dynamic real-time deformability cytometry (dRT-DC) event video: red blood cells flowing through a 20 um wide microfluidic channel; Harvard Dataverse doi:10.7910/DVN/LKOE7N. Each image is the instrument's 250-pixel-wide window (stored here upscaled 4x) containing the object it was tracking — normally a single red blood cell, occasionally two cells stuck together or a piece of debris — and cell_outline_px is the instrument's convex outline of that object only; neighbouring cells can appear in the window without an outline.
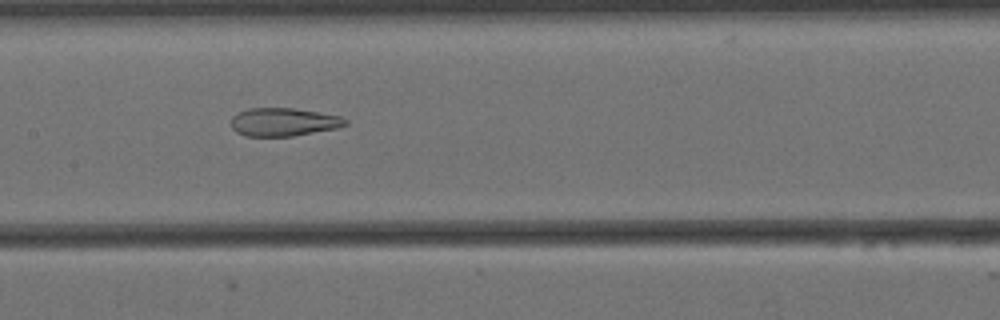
{"species": "Egyptian fruit bat (a non-hibernating species)", "species_latin": "Rousettus aegyptiacus", "temperature_condition": "cold", "stored_images_in_passage": 57, "camera_frame_rate_fps": 3000, "um_per_image_px": 0.085, "animal": {"sex": "female"}, "frame": {"image": 1, "passage_image": 27, "time_ms": 8.667, "image_size_px": [1000, 320], "cell_outline_px": [[348, 124], [336, 128], [292, 136], [244, 136], [236, 132], [232, 128], [232, 116], [248, 108], [296, 108], [340, 116], [348, 120]], "centroid_in_image_um": [24.1, 10.37], "position_along_channel_um": 183.3, "area_um2": 18.73}}
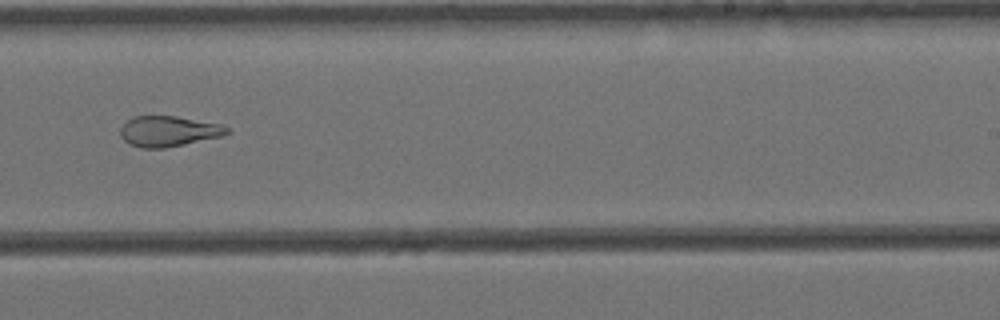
{"frame": {"image": 2, "passage_image": 35, "time_ms": 11.333, "image_size_px": [1000, 320], "cell_outline_px": [[232, 132], [224, 136], [164, 148], [140, 148], [128, 144], [120, 136], [120, 128], [132, 116], [176, 116], [220, 124], [232, 128]], "centroid_in_image_um": [14.35, 11.16], "position_along_channel_um": 274.6, "area_um2": 19.19}}
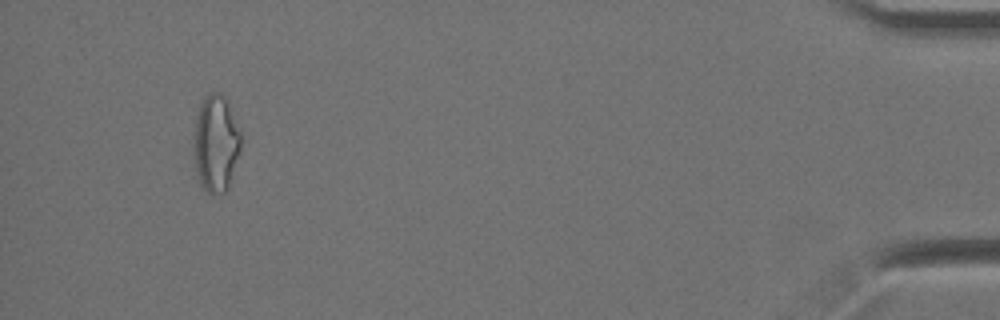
{"frame": {"image": 3, "passage_image": 54, "time_ms": 17.667, "image_size_px": [1000, 320], "cell_outline_px": [[240, 152], [228, 188], [224, 192], [212, 196], [200, 184], [192, 156], [196, 116], [200, 104], [204, 96], [208, 92], [216, 92], [224, 96], [228, 100], [240, 132]], "centroid_in_image_um": [18.33, 12.19], "position_along_channel_um": 416.9, "area_um2": 26.99}}